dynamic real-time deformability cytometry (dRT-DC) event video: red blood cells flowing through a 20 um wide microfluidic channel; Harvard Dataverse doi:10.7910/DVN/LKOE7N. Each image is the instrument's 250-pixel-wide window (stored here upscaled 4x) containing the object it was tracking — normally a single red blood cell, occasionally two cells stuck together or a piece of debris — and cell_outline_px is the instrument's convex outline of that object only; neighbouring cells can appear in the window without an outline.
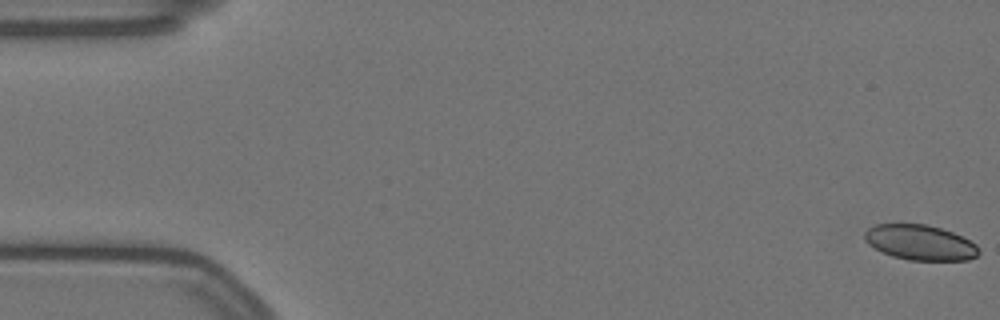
{"species": "Egyptian fruit bat (a non-hibernating species)", "species_latin": "Rousettus aegyptiacus", "temperature_condition": "warm", "stored_images_in_passage": 58, "camera_frame_rate_fps": 3000, "um_per_image_px": 0.085, "animal": {"sex": "female"}, "frame": {"image": 1, "passage_image": 1, "time_ms": 0.0, "image_size_px": [1000, 320], "cell_outline_px": [[980, 252], [976, 256], [968, 260], [908, 260], [892, 256], [868, 244], [864, 240], [864, 232], [868, 228], [876, 224], [924, 224], [940, 228], [952, 232], [976, 244], [980, 248]], "centroid_in_image_um": [78.2, 20.61], "position_along_channel_um": 6.8, "area_um2": 23.29}}
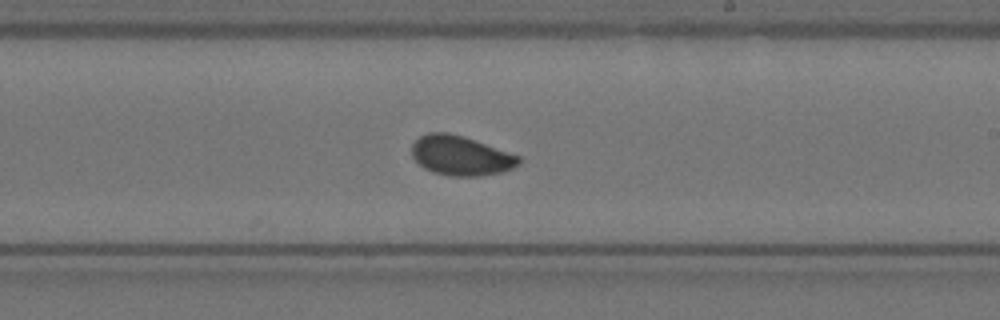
{"frame": {"image": 2, "passage_image": 34, "time_ms": 11.0, "image_size_px": [1000, 320], "cell_outline_px": [[520, 164], [512, 168], [500, 172], [476, 176], [448, 176], [432, 172], [424, 168], [412, 156], [412, 144], [420, 136], [428, 132], [448, 132], [464, 136], [520, 156]], "centroid_in_image_um": [39.14, 13.22], "position_along_channel_um": 249.9, "area_um2": 24.62}}
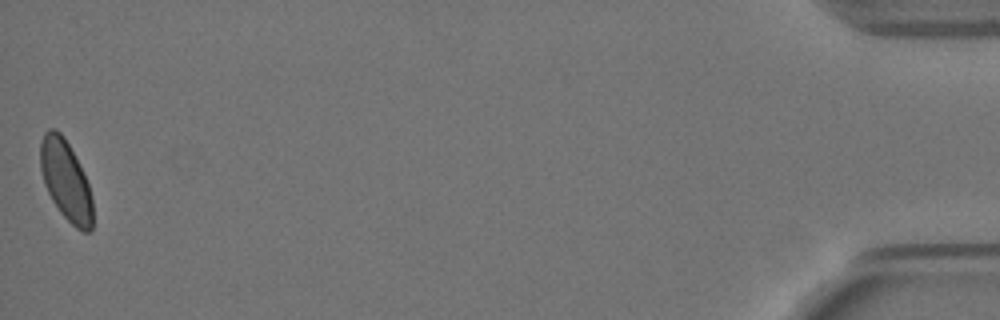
{"frame": {"image": 3, "passage_image": 58, "time_ms": 19.0, "image_size_px": [1000, 320], "cell_outline_px": [[92, 232], [84, 232], [76, 228], [60, 212], [52, 200], [44, 184], [40, 168], [40, 140], [44, 132], [48, 128], [56, 128], [64, 136], [88, 184], [92, 200]], "centroid_in_image_um": [5.56, 15.32], "position_along_channel_um": 429.6, "area_um2": 24.22}, "authors_computed_cell_mechanics": {"area_um2": 24.7384, "velocity_mm_per_s": 3.4823, "shape_relaxation_time_tau1_ms": 3.1261, "shape_relaxation_time_tau2_ms": null, "deformation_change_tau1": 0.0711, "deformation_change_tau2": null}}